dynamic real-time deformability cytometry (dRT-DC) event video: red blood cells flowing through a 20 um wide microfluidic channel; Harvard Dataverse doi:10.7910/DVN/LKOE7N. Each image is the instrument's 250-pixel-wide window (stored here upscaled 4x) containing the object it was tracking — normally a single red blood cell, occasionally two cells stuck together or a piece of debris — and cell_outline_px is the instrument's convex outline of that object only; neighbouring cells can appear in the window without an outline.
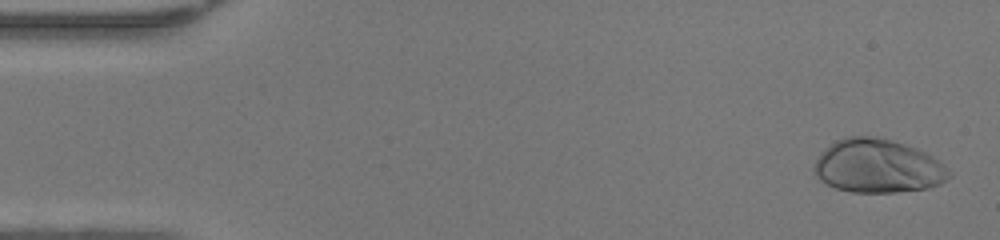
{"species": "human", "species_latin": "Homo sapiens", "temperature_condition": "warm", "stored_images_in_passage": 48, "camera_frame_rate_fps": 3000, "um_per_image_px": 0.085, "donor": {"sex": "female"}, "frame": {"image": 1, "passage_image": 2, "time_ms": 0.333, "image_size_px": [1000, 240], "cell_outline_px": [[952, 176], [940, 184], [928, 188], [896, 192], [852, 192], [836, 188], [820, 180], [816, 176], [812, 168], [816, 160], [836, 140], [848, 136], [872, 136], [892, 140], [916, 148], [940, 160], [952, 172]], "centroid_in_image_um": [74.66, 14.13], "position_along_channel_um": 10.3, "area_um2": 42.08}}
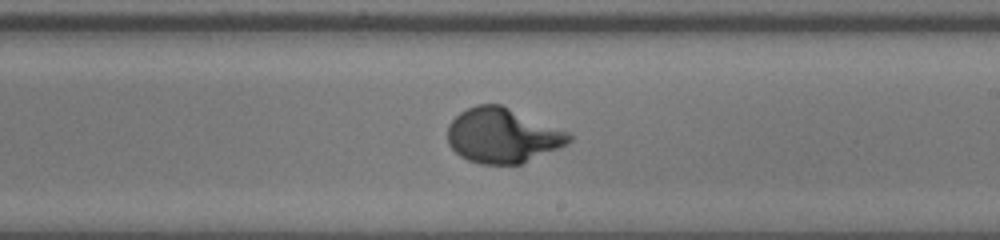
{"frame": {"image": 2, "passage_image": 28, "time_ms": 9.0, "image_size_px": [1000, 240], "cell_outline_px": [[572, 140], [556, 148], [520, 164], [480, 164], [468, 160], [460, 156], [448, 144], [448, 124], [460, 112], [476, 104], [500, 104], [568, 132], [572, 136]], "centroid_in_image_um": [42.66, 11.52], "position_along_channel_um": 246.3, "area_um2": 38.21}}
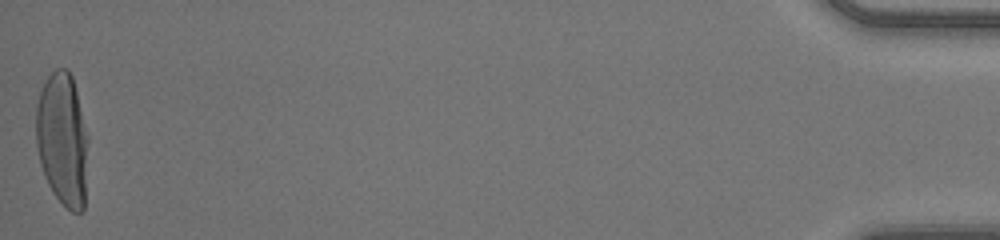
{"frame": {"image": 3, "passage_image": 48, "time_ms": 15.667, "image_size_px": [1000, 240], "cell_outline_px": [[88, 144], [84, 208], [80, 212], [72, 212], [52, 192], [44, 176], [40, 164], [36, 144], [36, 108], [40, 92], [48, 76], [56, 68], [68, 68], [72, 76], [88, 136]], "centroid_in_image_um": [5.31, 11.84], "position_along_channel_um": 429.9, "area_um2": 40.46}, "authors_computed_cell_mechanics": {"area_um2": 38.4081, "velocity_mm_per_s": 4.3004, "shape_relaxation_time_tau1_ms": 3.0345, "shape_relaxation_time_tau2_ms": null, "deformation_change_tau1": 0.2339, "deformation_change_tau2": null}}